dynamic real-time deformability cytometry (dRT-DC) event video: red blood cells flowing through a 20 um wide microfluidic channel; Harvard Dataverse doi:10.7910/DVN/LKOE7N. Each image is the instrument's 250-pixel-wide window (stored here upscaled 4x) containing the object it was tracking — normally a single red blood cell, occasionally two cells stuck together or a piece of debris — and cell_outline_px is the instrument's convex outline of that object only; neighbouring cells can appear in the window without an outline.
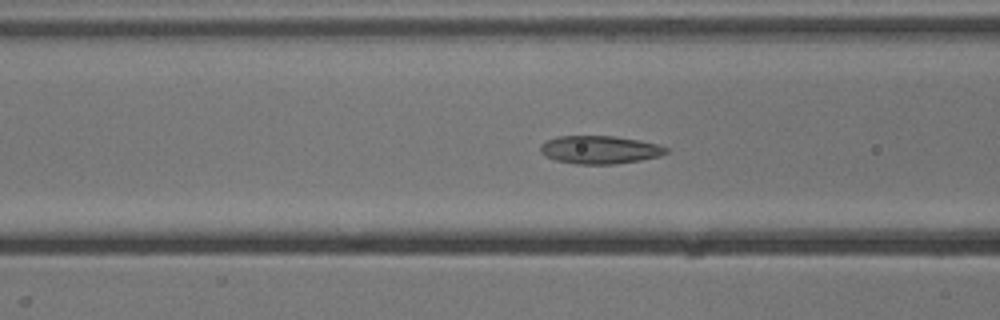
{"species": "common noctule bat (a hibernating species)", "species_latin": "Nyctalus noctula", "temperature_condition": "cold", "stored_images_in_passage": 45, "camera_frame_rate_fps": 3000, "um_per_image_px": 0.085, "animal": {"sex": "male", "body_mass_g": 13.3}, "frame": {"image": 1, "passage_image": 18, "time_ms": 5.667, "image_size_px": [1000, 320], "cell_outline_px": [[668, 152], [660, 156], [640, 160], [616, 164], [576, 164], [556, 160], [544, 156], [540, 152], [540, 144], [556, 136], [612, 136], [640, 140], [656, 144], [668, 148]], "centroid_in_image_um": [50.96, 12.73], "position_along_channel_um": 115.6, "area_um2": 20.58}}
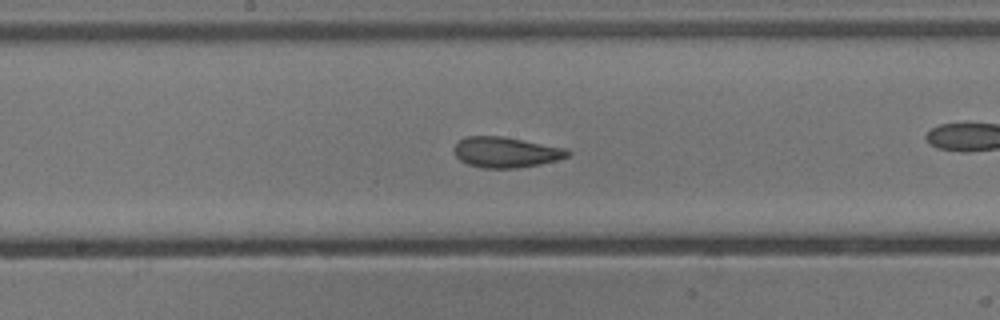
{"frame": {"image": 2, "passage_image": 25, "time_ms": 8.0, "image_size_px": [1000, 320], "cell_outline_px": [[572, 152], [568, 156], [556, 160], [540, 164], [516, 168], [484, 168], [468, 164], [460, 160], [456, 156], [452, 148], [464, 136], [504, 136], [564, 148]], "centroid_in_image_um": [42.97, 12.93], "position_along_channel_um": 205.2, "area_um2": 20.17}}
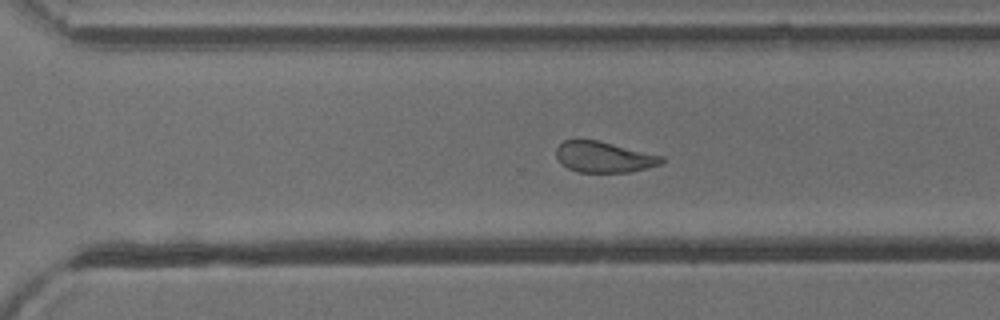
{"frame": {"image": 3, "passage_image": 34, "time_ms": 11.0, "image_size_px": [1000, 320], "cell_outline_px": [[664, 164], [632, 172], [580, 172], [568, 168], [556, 156], [556, 148], [564, 140], [596, 140], [664, 156]], "centroid_in_image_um": [51.39, 13.36], "position_along_channel_um": 319.2, "area_um2": 18.84}, "authors_computed_cell_mechanics": {"area_um2": 20.1722, "velocity_mm_per_s": 3.8198, "shape_relaxation_time_tau1_ms": 8.3176, "shape_relaxation_time_tau2_ms": 2.0128, "deformation_change_tau1": 0.1753, "deformation_change_tau2": 0.083}}